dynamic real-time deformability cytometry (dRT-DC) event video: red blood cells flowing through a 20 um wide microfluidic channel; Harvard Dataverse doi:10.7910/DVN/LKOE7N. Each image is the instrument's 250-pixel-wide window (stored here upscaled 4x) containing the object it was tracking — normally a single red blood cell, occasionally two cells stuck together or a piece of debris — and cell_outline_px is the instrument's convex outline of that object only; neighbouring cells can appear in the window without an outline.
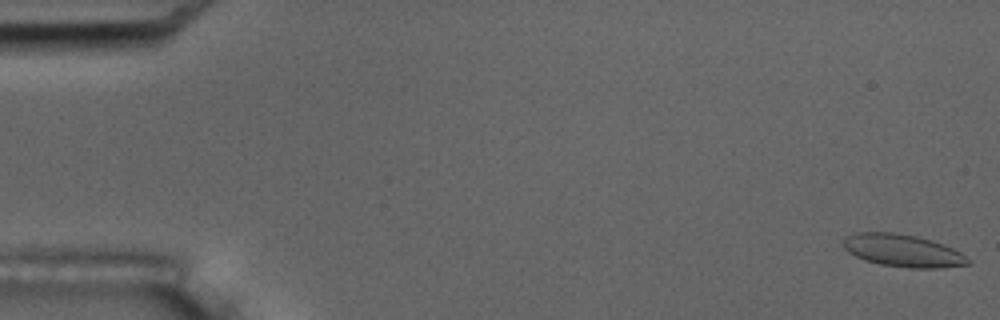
{"species": "common noctule bat (a hibernating species)", "species_latin": "Nyctalus noctula", "temperature_condition": "room temperature", "stored_images_in_passage": 5, "camera_frame_rate_fps": 3000, "um_per_image_px": 0.085, "animal": {"sex": "male", "body_mass_g": 17.5, "forearm_length_mm": 52.3}, "frame": {"image": 1, "passage_image": 1, "time_ms": 0.0, "image_size_px": [1000, 320], "cell_outline_px": [[972, 260], [968, 264], [940, 268], [908, 268], [880, 264], [864, 260], [848, 252], [844, 248], [844, 240], [848, 236], [856, 232], [896, 232], [916, 236], [932, 240], [944, 244], [960, 252]], "centroid_in_image_um": [76.76, 21.3], "position_along_channel_um": 8.2, "area_um2": 23.64}}